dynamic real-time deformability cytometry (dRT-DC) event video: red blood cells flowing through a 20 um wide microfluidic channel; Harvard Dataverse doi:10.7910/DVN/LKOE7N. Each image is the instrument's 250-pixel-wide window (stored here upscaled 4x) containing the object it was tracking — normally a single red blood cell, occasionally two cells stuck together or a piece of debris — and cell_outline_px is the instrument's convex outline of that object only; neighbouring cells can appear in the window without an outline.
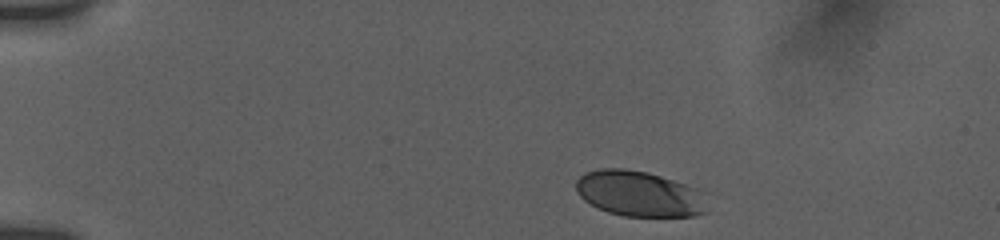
{"species": "human", "species_latin": "Homo sapiens", "temperature_condition": "room temperature", "stored_images_in_passage": 7, "camera_frame_rate_fps": 3000, "um_per_image_px": 0.085, "donor": {"sex": "female"}, "frame": {"image": 1, "passage_image": 1, "time_ms": 0.0, "image_size_px": [1000, 240], "cell_outline_px": [[708, 212], [692, 216], [624, 216], [608, 212], [596, 208], [584, 200], [580, 196], [576, 188], [576, 180], [584, 172], [600, 168], [624, 168], [648, 172], [700, 188]], "centroid_in_image_um": [54.33, 16.46], "position_along_channel_um": 30.7, "area_um2": 35.14}}
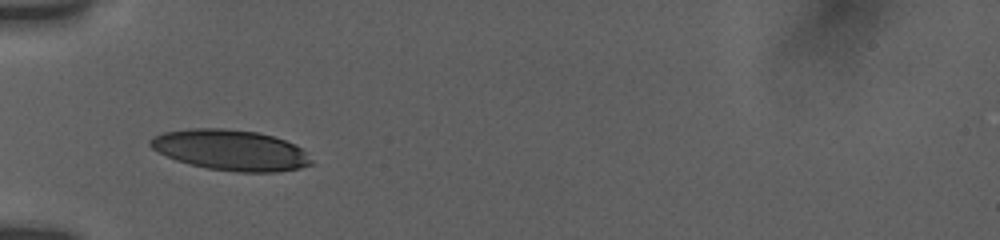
{"frame": {"image": 2, "passage_image": 6, "time_ms": 3.0, "image_size_px": [1000, 240], "cell_outline_px": [[312, 164], [300, 168], [276, 172], [236, 172], [208, 168], [188, 164], [176, 160], [152, 148], [148, 144], [148, 140], [164, 132], [192, 128], [224, 128], [256, 132], [272, 136], [296, 144], [312, 160]], "centroid_in_image_um": [19.6, 12.76], "position_along_channel_um": 65.4, "area_um2": 37.92}}
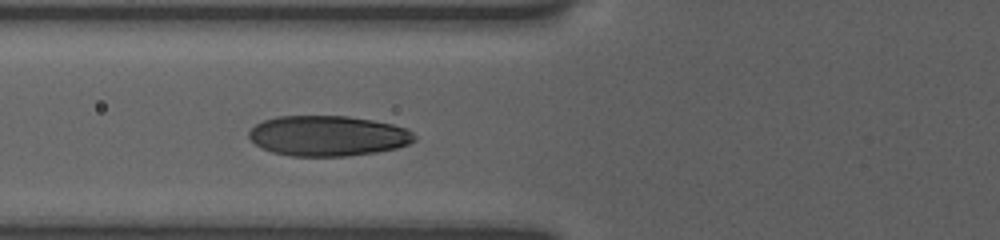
{"frame": {"image": 3, "passage_image": 7, "time_ms": 4.0, "image_size_px": [1000, 240], "cell_outline_px": [[416, 140], [408, 144], [396, 148], [376, 152], [348, 156], [292, 156], [272, 152], [260, 148], [248, 136], [248, 132], [256, 124], [264, 120], [276, 116], [348, 116], [372, 120], [392, 124], [408, 128], [416, 136]], "centroid_in_image_um": [27.87, 11.54], "position_along_channel_um": 97.9, "area_um2": 39.07}}